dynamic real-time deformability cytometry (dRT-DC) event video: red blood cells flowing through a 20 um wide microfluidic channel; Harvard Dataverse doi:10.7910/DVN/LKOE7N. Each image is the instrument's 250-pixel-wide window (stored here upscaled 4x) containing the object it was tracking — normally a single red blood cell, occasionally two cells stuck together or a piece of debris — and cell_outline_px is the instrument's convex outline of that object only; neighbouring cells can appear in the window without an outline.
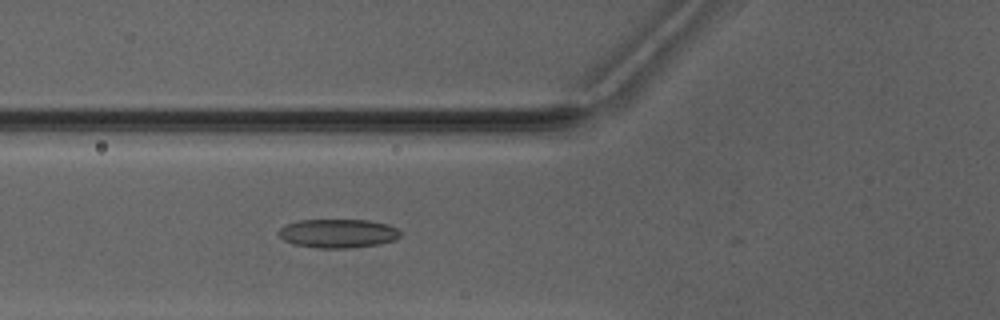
{"species": "Egyptian fruit bat (a non-hibernating species)", "species_latin": "Rousettus aegyptiacus", "temperature_condition": "warm", "stored_images_in_passage": 6, "camera_frame_rate_fps": 3000, "um_per_image_px": 0.085, "animal": {"sex": "male"}, "frame": {"image": 1, "passage_image": 6, "time_ms": 5.667, "image_size_px": [1000, 320], "cell_outline_px": [[400, 236], [392, 240], [380, 244], [352, 248], [316, 248], [292, 244], [284, 240], [280, 236], [280, 228], [288, 224], [300, 220], [368, 220], [388, 224], [400, 228]], "centroid_in_image_um": [28.76, 19.84], "position_along_channel_um": 97.0, "area_um2": 20.46}}